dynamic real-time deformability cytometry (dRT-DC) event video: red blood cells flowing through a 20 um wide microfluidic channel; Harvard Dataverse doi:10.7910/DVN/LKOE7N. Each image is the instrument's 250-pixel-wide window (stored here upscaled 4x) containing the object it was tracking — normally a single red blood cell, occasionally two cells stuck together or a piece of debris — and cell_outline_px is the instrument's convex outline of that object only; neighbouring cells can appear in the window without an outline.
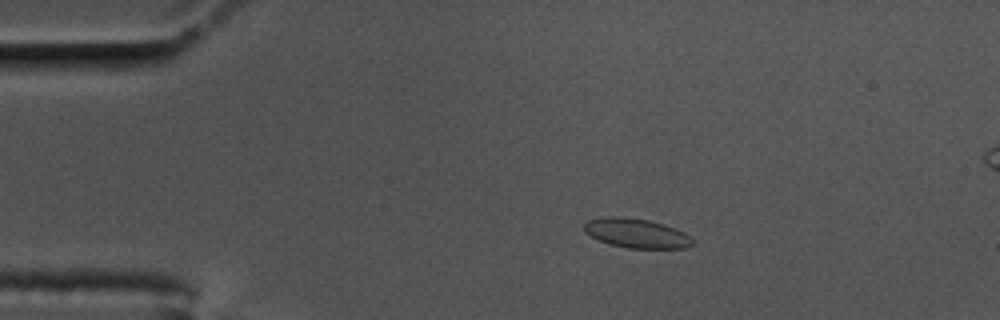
{"species": "common noctule bat (a hibernating species)", "species_latin": "Nyctalus noctula", "temperature_condition": "cold", "stored_images_in_passage": 58, "camera_frame_rate_fps": 3000, "um_per_image_px": 0.085, "animal": {"sex": "male", "body_mass_g": 17.5, "forearm_length_mm": 52.3}, "frame": {"image": 1, "passage_image": 10, "time_ms": 3.0, "image_size_px": [1000, 320], "cell_outline_px": [[692, 244], [688, 248], [628, 248], [608, 244], [584, 232], [584, 224], [588, 220], [604, 216], [620, 216], [648, 220], [664, 224], [676, 228], [684, 232], [692, 240]], "centroid_in_image_um": [54.08, 19.82], "position_along_channel_um": 30.9, "area_um2": 18.55}}
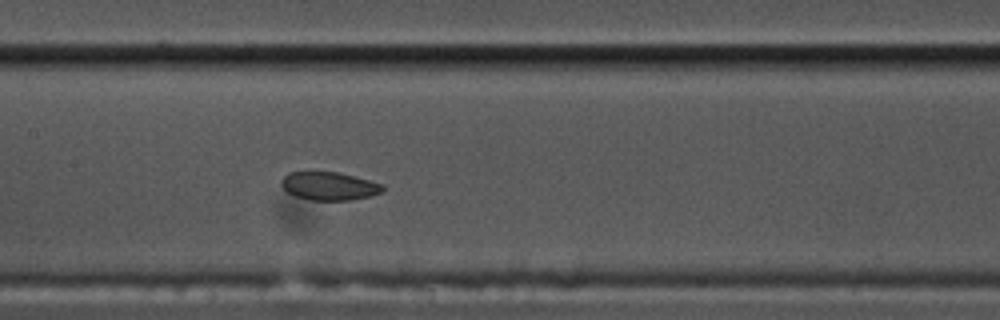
{"frame": {"image": 2, "passage_image": 27, "time_ms": 8.667, "image_size_px": [1000, 320], "cell_outline_px": [[384, 192], [368, 196], [348, 200], [308, 200], [296, 196], [288, 192], [280, 184], [280, 180], [288, 172], [308, 168], [312, 168], [336, 172], [356, 176], [384, 184]], "centroid_in_image_um": [27.92, 15.75], "position_along_channel_um": 179.5, "area_um2": 17.46}}
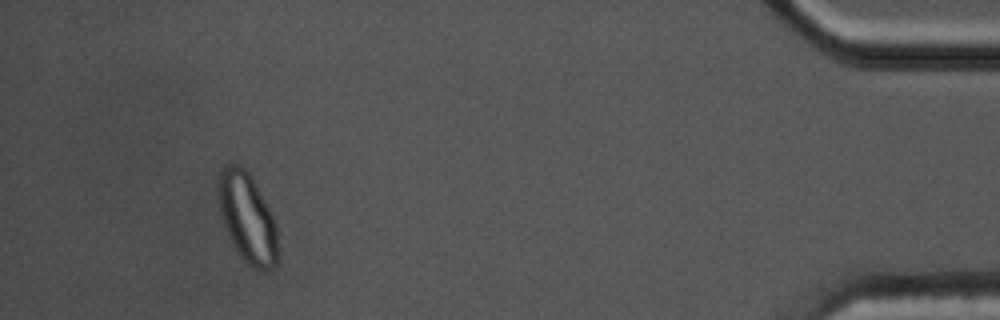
{"frame": {"image": 3, "passage_image": 53, "time_ms": 17.333, "image_size_px": [1000, 320], "cell_outline_px": [[276, 264], [268, 272], [256, 272], [240, 256], [232, 244], [228, 236], [220, 212], [216, 184], [220, 172], [228, 164], [236, 164], [244, 168], [248, 172], [268, 208], [272, 216], [276, 228]], "centroid_in_image_um": [20.99, 18.56], "position_along_channel_um": 414.2, "area_um2": 30.81}}